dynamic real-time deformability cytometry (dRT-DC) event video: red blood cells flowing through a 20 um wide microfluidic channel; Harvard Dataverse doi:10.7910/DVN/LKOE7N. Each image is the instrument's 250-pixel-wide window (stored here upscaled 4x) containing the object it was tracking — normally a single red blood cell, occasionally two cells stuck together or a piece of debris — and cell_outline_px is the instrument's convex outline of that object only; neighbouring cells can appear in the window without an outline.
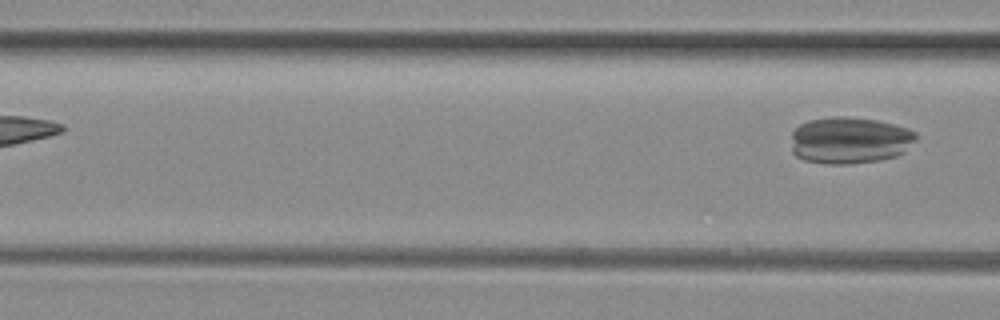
{"species": "common noctule bat (a hibernating species)", "species_latin": "Nyctalus noctula", "temperature_condition": "room temperature", "stored_images_in_passage": 5, "camera_frame_rate_fps": 3000, "um_per_image_px": 0.085, "animal": {"sex": "female", "body_mass_g": 29.2, "forearm_length_mm": 56.3}, "frame": {"image": 1, "passage_image": 5, "time_ms": 1.333, "image_size_px": [1000, 320], "cell_outline_px": [[916, 140], [904, 152], [896, 156], [880, 160], [848, 164], [828, 164], [804, 160], [796, 156], [792, 152], [792, 132], [800, 124], [808, 120], [832, 116], [844, 116], [876, 120], [908, 128], [916, 132]], "centroid_in_image_um": [72.21, 11.92], "position_along_channel_um": 94.4, "area_um2": 34.22}}